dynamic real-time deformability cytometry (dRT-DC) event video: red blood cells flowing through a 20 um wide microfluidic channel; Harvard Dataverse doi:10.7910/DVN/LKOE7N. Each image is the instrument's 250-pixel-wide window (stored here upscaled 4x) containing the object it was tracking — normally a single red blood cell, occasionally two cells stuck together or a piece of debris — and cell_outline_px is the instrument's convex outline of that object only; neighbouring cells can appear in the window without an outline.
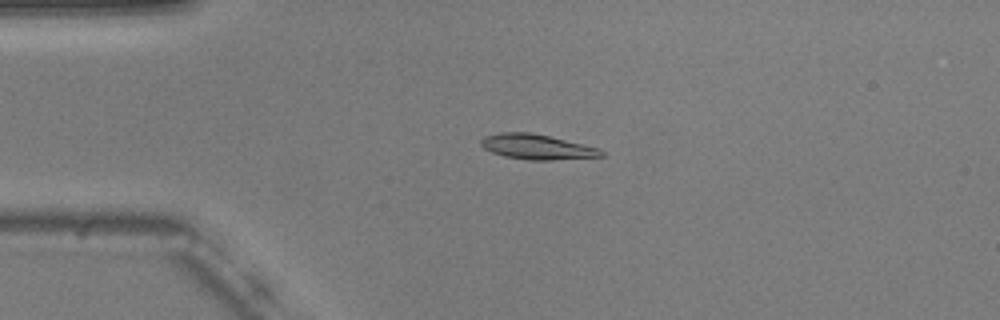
{"species": "common noctule bat (a hibernating species)", "species_latin": "Nyctalus noctula", "temperature_condition": "warm", "stored_images_in_passage": 55, "camera_frame_rate_fps": 3000, "um_per_image_px": 0.085, "animal": {"sex": "male", "body_mass_g": 20.5, "forearm_length_mm": 52.5}, "frame": {"image": 1, "passage_image": 13, "time_ms": 4.0, "image_size_px": [1000, 320], "cell_outline_px": [[604, 156], [552, 160], [528, 160], [504, 156], [492, 152], [484, 148], [480, 144], [480, 140], [484, 136], [500, 132], [532, 132], [600, 148], [604, 152]], "centroid_in_image_um": [45.63, 12.48], "position_along_channel_um": 39.4, "area_um2": 17.63}}
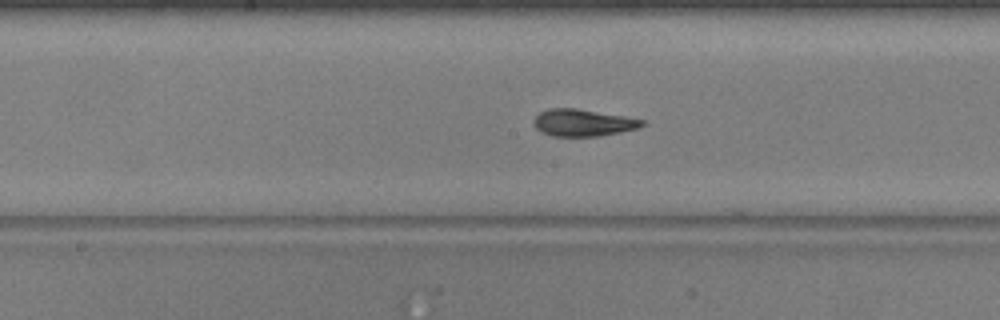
{"frame": {"image": 2, "passage_image": 28, "time_ms": 9.0, "image_size_px": [1000, 320], "cell_outline_px": [[644, 124], [636, 128], [620, 132], [596, 136], [552, 136], [540, 132], [532, 124], [532, 120], [540, 112], [548, 108], [576, 108], [624, 116], [644, 120]], "centroid_in_image_um": [49.48, 10.42], "position_along_channel_um": 198.7, "area_um2": 16.99}}
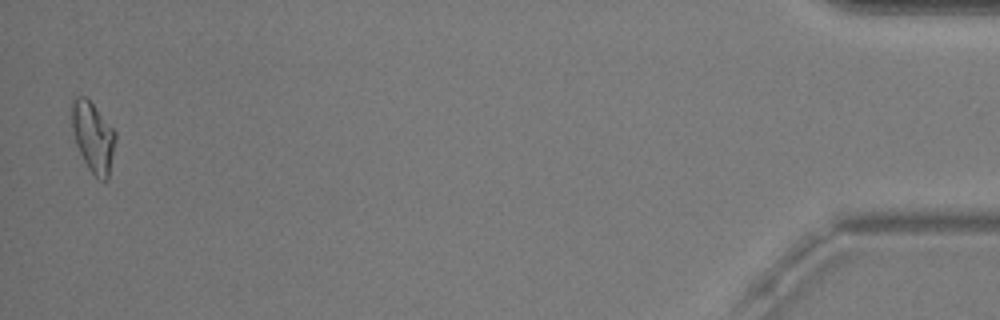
{"frame": {"image": 3, "passage_image": 54, "time_ms": 17.667, "image_size_px": [1000, 320], "cell_outline_px": [[116, 140], [108, 180], [100, 180], [88, 168], [76, 144], [72, 128], [72, 100], [76, 96], [84, 96], [92, 104], [116, 132]], "centroid_in_image_um": [7.92, 11.66], "position_along_channel_um": 427.3, "area_um2": 17.57}, "authors_computed_cell_mechanics": {"area_um2": 17.1088, "velocity_mm_per_s": 3.7081, "shape_relaxation_time_tau1_ms": 3.941, "shape_relaxation_time_tau2_ms": 1.6084, "deformation_change_tau1": 0.1515, "deformation_change_tau2": 0.0645}}